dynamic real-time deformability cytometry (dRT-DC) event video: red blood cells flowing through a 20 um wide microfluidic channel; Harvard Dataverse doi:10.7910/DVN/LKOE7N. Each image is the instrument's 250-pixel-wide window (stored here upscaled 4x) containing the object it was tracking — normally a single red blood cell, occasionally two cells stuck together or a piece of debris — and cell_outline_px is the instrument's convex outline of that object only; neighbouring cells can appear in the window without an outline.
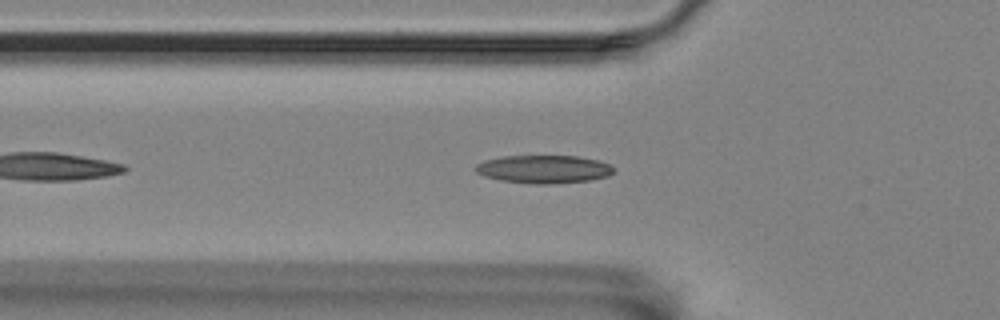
{"species": "Egyptian fruit bat (a non-hibernating species)", "species_latin": "Rousettus aegyptiacus", "temperature_condition": "room temperature", "stored_images_in_passage": 45, "camera_frame_rate_fps": 3000, "um_per_image_px": 0.085, "animal": {"sex": "female"}, "frame": {"image": 1, "passage_image": 7, "time_ms": 2.0, "image_size_px": [1000, 320], "cell_outline_px": [[612, 172], [608, 176], [592, 180], [548, 184], [536, 184], [500, 180], [484, 176], [476, 172], [476, 164], [484, 160], [504, 156], [576, 156], [596, 160], [608, 164], [612, 168]], "centroid_in_image_um": [46.19, 14.38], "position_along_channel_um": 79.6, "area_um2": 22.37}}
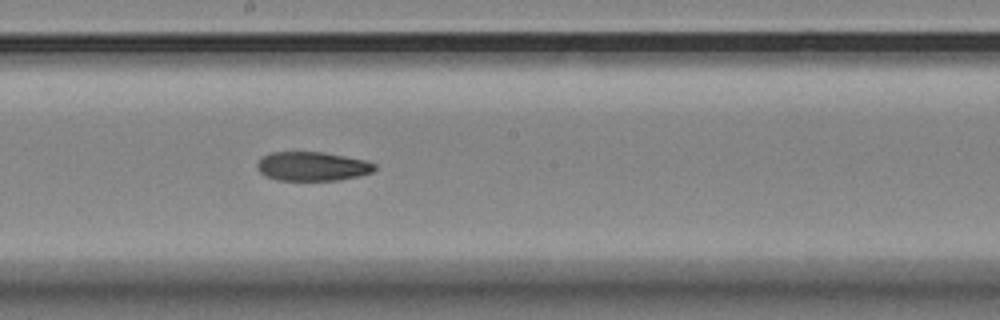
{"frame": {"image": 2, "passage_image": 19, "time_ms": 6.0, "image_size_px": [1000, 320], "cell_outline_px": [[376, 168], [372, 172], [360, 176], [340, 180], [276, 180], [260, 172], [256, 168], [256, 164], [260, 156], [272, 152], [324, 152], [368, 160], [376, 164]], "centroid_in_image_um": [26.56, 14.13], "position_along_channel_um": 221.6, "area_um2": 20.17}}
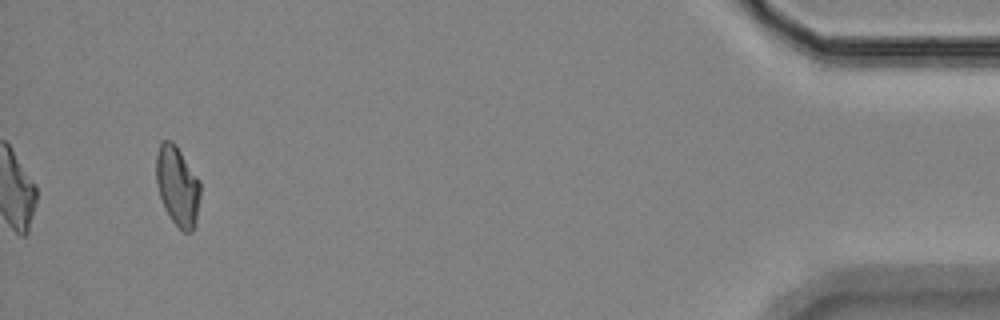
{"frame": {"image": 3, "passage_image": 42, "time_ms": 13.667, "image_size_px": [1000, 320], "cell_outline_px": [[200, 196], [196, 220], [192, 232], [184, 232], [172, 220], [164, 208], [156, 184], [156, 152], [160, 144], [164, 140], [172, 140], [200, 180]], "centroid_in_image_um": [15.08, 15.8], "position_along_channel_um": 420.1, "area_um2": 20.4}}